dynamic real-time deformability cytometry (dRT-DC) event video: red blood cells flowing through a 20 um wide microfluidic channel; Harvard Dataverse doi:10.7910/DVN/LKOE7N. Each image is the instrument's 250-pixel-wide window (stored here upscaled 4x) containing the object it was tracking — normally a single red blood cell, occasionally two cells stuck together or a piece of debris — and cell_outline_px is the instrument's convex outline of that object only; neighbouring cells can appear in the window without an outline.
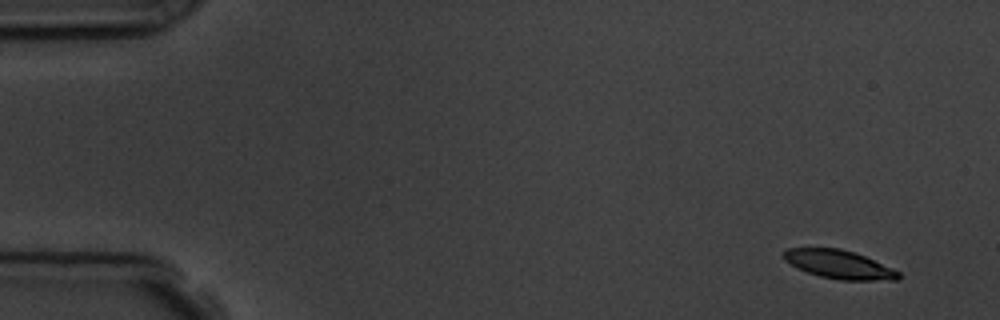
{"species": "common noctule bat (a hibernating species)", "species_latin": "Nyctalus noctula", "temperature_condition": "room temperature", "stored_images_in_passage": 3, "segment_of_instrument_passage": [2, 2], "camera_frame_rate_fps": 3000, "um_per_image_px": 0.085, "animal": {"sex": "male", "body_mass_g": 19.5, "forearm_length_mm": 54.6}, "frame": {"image": 1, "passage_image": 3, "time_ms": 3.333, "image_size_px": [1000, 320], "cell_outline_px": [[900, 280], [840, 280], [820, 276], [796, 268], [784, 260], [780, 256], [788, 248], [840, 248], [856, 252], [892, 268], [900, 272]], "centroid_in_image_um": [71.31, 22.47], "position_along_channel_um": 13.7, "area_um2": 19.19}}